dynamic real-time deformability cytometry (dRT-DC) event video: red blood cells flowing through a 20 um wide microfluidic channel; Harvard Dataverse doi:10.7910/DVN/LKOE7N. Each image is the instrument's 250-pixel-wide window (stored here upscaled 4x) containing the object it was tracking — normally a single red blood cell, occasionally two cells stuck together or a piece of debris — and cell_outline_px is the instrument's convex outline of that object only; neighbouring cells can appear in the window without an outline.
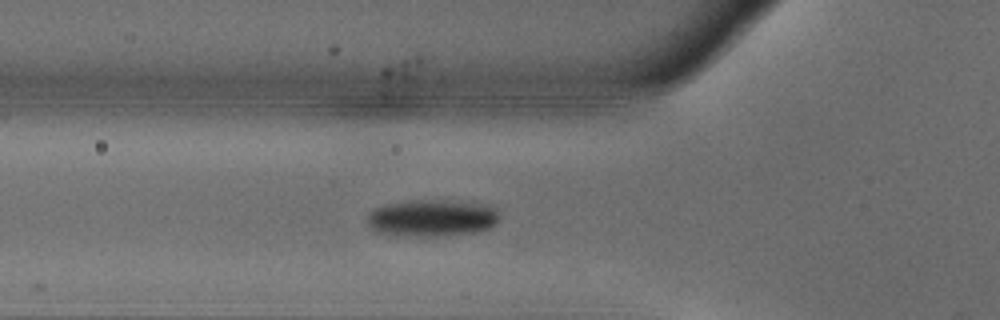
{"species": "common noctule bat (a hibernating species)", "species_latin": "Nyctalus noctula", "temperature_condition": "warm", "stored_images_in_passage": 7, "camera_frame_rate_fps": 3000, "um_per_image_px": 0.085, "animal": {"sex": "male", "body_mass_g": 18.8}, "frame": {"image": 1, "passage_image": 3, "time_ms": 0.667, "image_size_px": [1000, 320], "cell_outline_px": [[500, 216], [496, 224], [488, 228], [476, 232], [448, 236], [388, 236], [376, 232], [368, 224], [368, 212], [384, 204], [404, 200], [444, 200], [492, 204], [500, 212]], "centroid_in_image_um": [36.73, 18.53], "position_along_channel_um": 89.1, "area_um2": 29.36}}
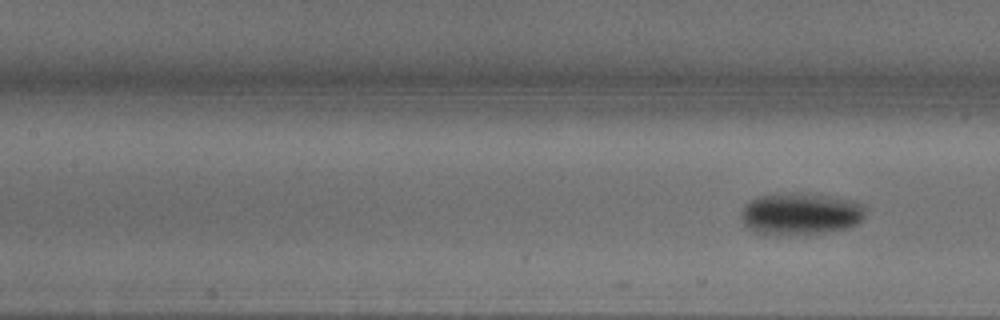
{"frame": {"image": 2, "passage_image": 7, "time_ms": 2.0, "image_size_px": [1000, 320], "cell_outline_px": [[864, 216], [852, 228], [824, 232], [776, 236], [756, 232], [748, 228], [740, 220], [740, 212], [744, 204], [748, 200], [756, 196], [780, 192], [808, 192], [852, 200], [864, 204]], "centroid_in_image_um": [67.98, 18.15], "position_along_channel_um": 139.4, "area_um2": 31.39}}